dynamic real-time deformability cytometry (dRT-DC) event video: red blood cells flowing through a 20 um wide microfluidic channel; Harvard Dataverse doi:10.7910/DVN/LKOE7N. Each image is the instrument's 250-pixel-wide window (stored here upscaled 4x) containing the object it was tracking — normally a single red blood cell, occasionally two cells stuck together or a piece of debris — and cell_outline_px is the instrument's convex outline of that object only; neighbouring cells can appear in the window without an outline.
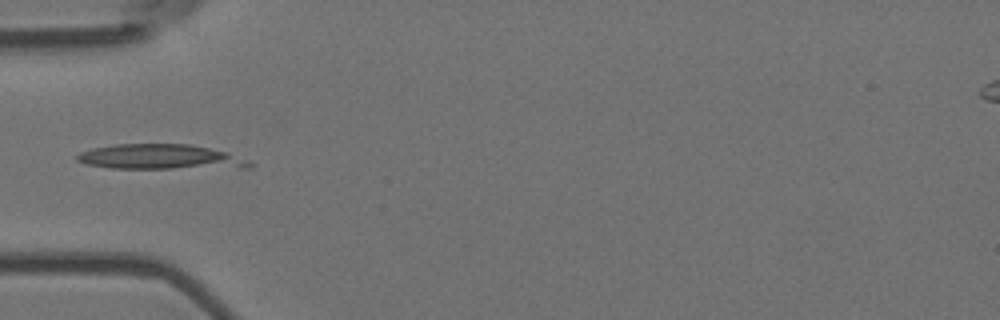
{"species": "Egyptian fruit bat (a non-hibernating species)", "species_latin": "Rousettus aegyptiacus", "temperature_condition": "room temperature", "stored_images_in_passage": 6, "camera_frame_rate_fps": 3000, "um_per_image_px": 0.085, "animal": {"sex": "female"}, "frame": {"image": 1, "passage_image": 4, "time_ms": 1.0, "image_size_px": [1000, 320], "cell_outline_px": [[256, 164], [252, 168], [112, 168], [84, 164], [76, 160], [76, 156], [80, 152], [92, 148], [116, 144], [188, 144], [228, 152], [248, 160]], "centroid_in_image_um": [13.68, 13.35], "position_along_channel_um": 71.3, "area_um2": 25.32}}